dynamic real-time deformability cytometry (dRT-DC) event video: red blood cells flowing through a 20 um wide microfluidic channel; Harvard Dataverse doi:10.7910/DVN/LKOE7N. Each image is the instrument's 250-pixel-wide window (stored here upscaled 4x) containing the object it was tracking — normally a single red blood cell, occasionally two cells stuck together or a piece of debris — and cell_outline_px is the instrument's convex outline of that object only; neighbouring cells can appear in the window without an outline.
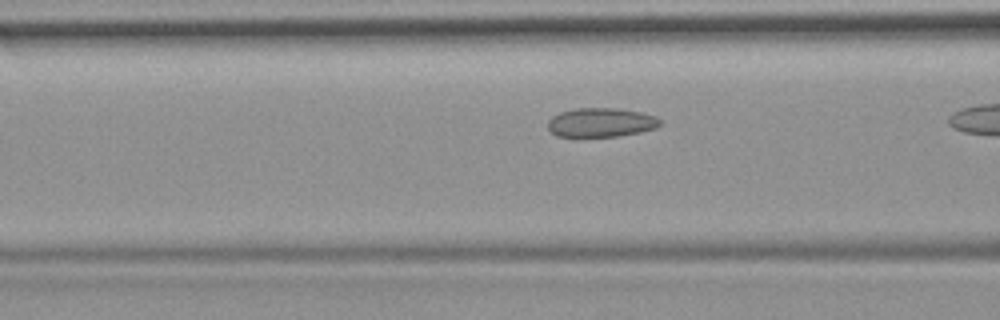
{"species": "common noctule bat (a hibernating species)", "species_latin": "Nyctalus noctula", "temperature_condition": "room temperature", "stored_images_in_passage": 9, "camera_frame_rate_fps": 3000, "um_per_image_px": 0.085, "animal": {"sex": "female", "body_mass_g": 19.9}, "frame": {"image": 1, "passage_image": 7, "time_ms": 2.0, "image_size_px": [1000, 320], "cell_outline_px": [[664, 124], [656, 128], [640, 132], [616, 136], [556, 136], [548, 128], [548, 120], [552, 116], [560, 112], [576, 108], [616, 108], [640, 112], [656, 116]], "centroid_in_image_um": [51.1, 10.4], "position_along_channel_um": 115.5, "area_um2": 19.02}}